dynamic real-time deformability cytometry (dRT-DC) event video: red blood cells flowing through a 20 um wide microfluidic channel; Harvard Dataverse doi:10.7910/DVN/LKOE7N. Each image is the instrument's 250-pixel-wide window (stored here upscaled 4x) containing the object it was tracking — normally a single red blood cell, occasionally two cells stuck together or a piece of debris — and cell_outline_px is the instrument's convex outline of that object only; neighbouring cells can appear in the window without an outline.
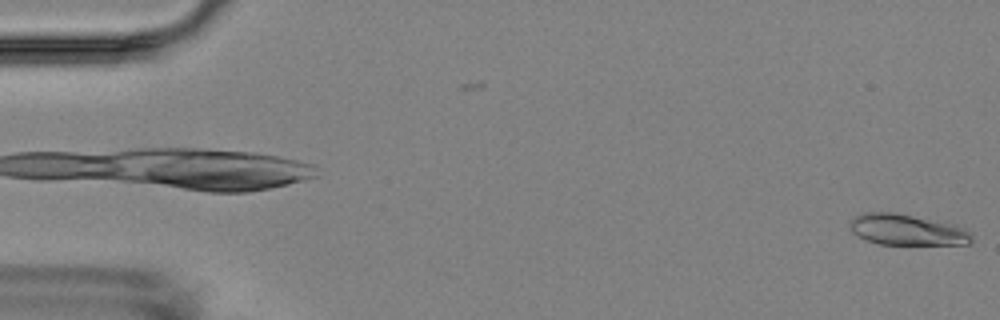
{"species": "Egyptian fruit bat (a non-hibernating species)", "species_latin": "Rousettus aegyptiacus", "temperature_condition": "room temperature", "stored_images_in_passage": 3, "camera_frame_rate_fps": 3000, "um_per_image_px": 0.085, "animal": {"sex": "female"}, "frame": {"image": 1, "passage_image": 3, "time_ms": 2.333, "image_size_px": [1000, 320], "cell_outline_px": [[972, 240], [968, 244], [880, 244], [868, 240], [852, 232], [852, 220], [856, 216], [864, 212], [896, 212], [956, 224], [964, 228], [972, 236]], "centroid_in_image_um": [77.14, 19.52], "position_along_channel_um": 7.9, "area_um2": 21.73}}